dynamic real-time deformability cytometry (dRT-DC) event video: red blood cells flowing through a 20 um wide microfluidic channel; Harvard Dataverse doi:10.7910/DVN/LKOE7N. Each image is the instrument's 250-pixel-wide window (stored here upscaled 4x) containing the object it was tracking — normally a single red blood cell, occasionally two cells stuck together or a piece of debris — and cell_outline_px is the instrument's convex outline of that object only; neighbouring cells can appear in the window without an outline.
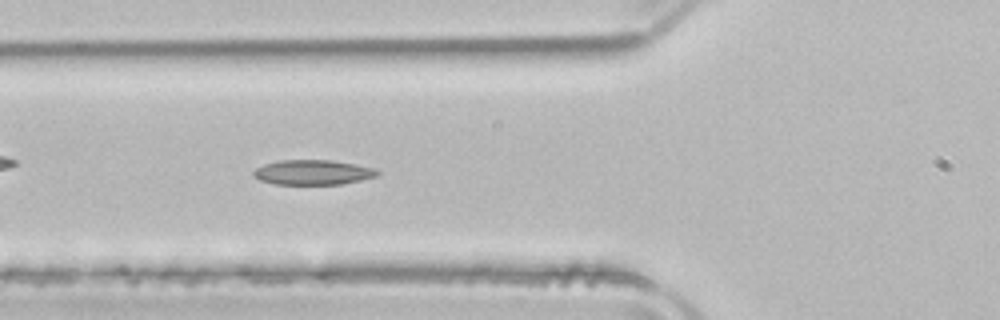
{"species": "common noctule bat (a hibernating species)", "species_latin": "Nyctalus noctula", "temperature_condition": "room temperature", "stored_images_in_passage": 47, "camera_frame_rate_fps": 3000, "um_per_image_px": 0.085, "animal": {"sex": "male", "body_mass_g": 21.5, "forearm_length_mm": 52.0}, "frame": {"image": 1, "passage_image": 14, "time_ms": 4.333, "image_size_px": [1000, 320], "cell_outline_px": [[380, 172], [376, 176], [360, 180], [340, 184], [272, 184], [260, 180], [252, 176], [252, 172], [256, 168], [264, 164], [280, 160], [332, 160], [356, 164], [372, 168]], "centroid_in_image_um": [26.54, 14.64], "position_along_channel_um": 99.3, "area_um2": 17.92}}
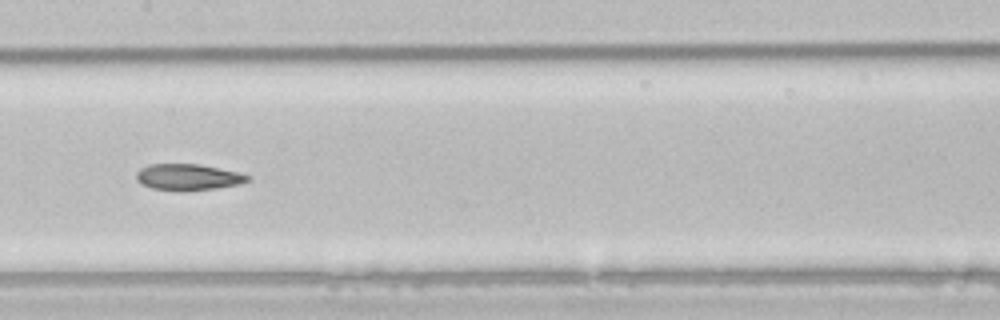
{"frame": {"image": 2, "passage_image": 21, "time_ms": 6.667, "image_size_px": [1000, 320], "cell_outline_px": [[252, 176], [248, 180], [240, 184], [216, 188], [184, 192], [176, 192], [152, 188], [136, 180], [136, 172], [140, 168], [148, 164], [200, 164], [240, 172]], "centroid_in_image_um": [15.99, 15.06], "position_along_channel_um": 191.4, "area_um2": 17.4}}
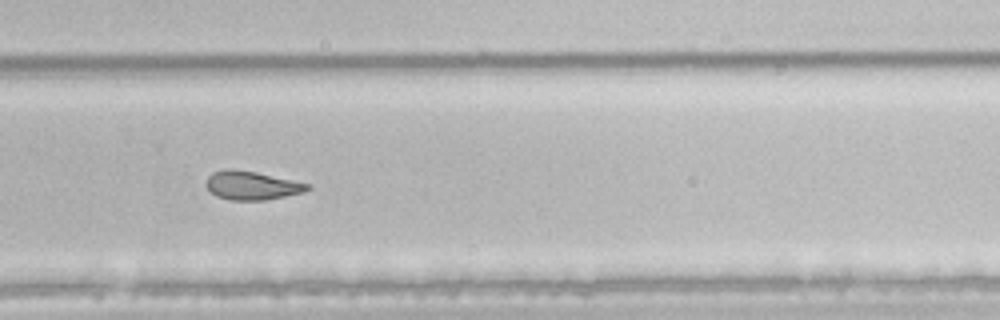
{"frame": {"image": 3, "passage_image": 30, "time_ms": 9.667, "image_size_px": [1000, 320], "cell_outline_px": [[312, 188], [304, 192], [264, 200], [228, 200], [216, 196], [204, 184], [208, 176], [212, 172], [228, 168], [232, 168], [256, 172], [312, 184]], "centroid_in_image_um": [21.4, 15.75], "position_along_channel_um": 308.4, "area_um2": 17.05}, "authors_computed_cell_mechanics": {"area_um2": 18.7272, "velocity_mm_per_s": 3.9252, "shape_relaxation_time_tau1_ms": null, "shape_relaxation_time_tau2_ms": 3.018, "deformation_change_tau1": null, "deformation_change_tau2": 0.0998}}